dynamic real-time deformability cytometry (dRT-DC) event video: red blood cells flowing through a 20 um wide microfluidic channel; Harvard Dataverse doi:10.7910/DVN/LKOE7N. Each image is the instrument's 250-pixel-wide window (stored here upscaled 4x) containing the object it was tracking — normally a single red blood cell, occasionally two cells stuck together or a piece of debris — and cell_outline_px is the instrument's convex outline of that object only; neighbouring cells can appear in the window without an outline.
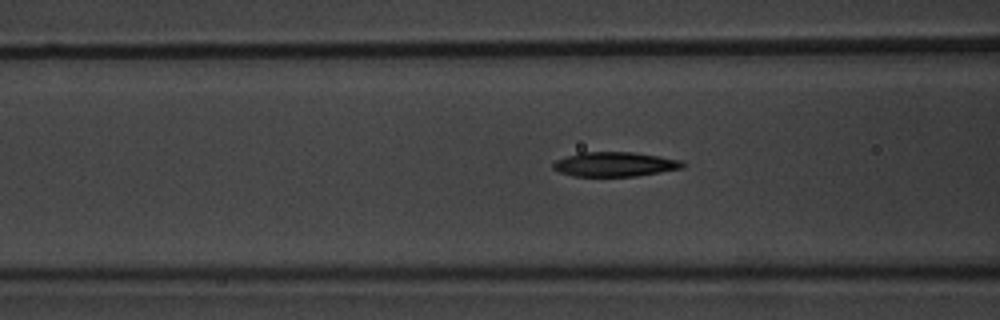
{"species": "common noctule bat (a hibernating species)", "species_latin": "Nyctalus noctula", "temperature_condition": "warm", "stored_images_in_passage": 31, "camera_frame_rate_fps": 3000, "um_per_image_px": 0.085, "animal": {"sex": "male", "body_mass_g": 20.1, "forearm_length_mm": 53.5}, "frame": {"image": 1, "passage_image": 6, "time_ms": 1.667, "image_size_px": [1000, 320], "cell_outline_px": [[688, 164], [684, 168], [636, 176], [572, 176], [560, 172], [552, 168], [552, 164], [556, 160], [580, 152], [632, 152], [660, 156], [684, 160]], "centroid_in_image_um": [52.32, 13.96], "position_along_channel_um": 114.3, "area_um2": 18.67}}
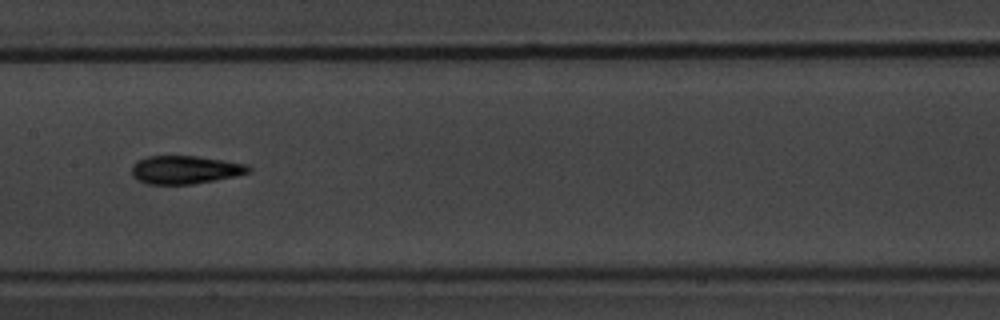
{"frame": {"image": 2, "passage_image": 12, "time_ms": 3.667, "image_size_px": [1000, 320], "cell_outline_px": [[252, 172], [236, 176], [192, 184], [148, 184], [132, 176], [132, 164], [136, 160], [148, 156], [196, 156], [224, 160], [248, 164], [252, 168]], "centroid_in_image_um": [15.76, 14.42], "position_along_channel_um": 191.6, "area_um2": 19.31}}
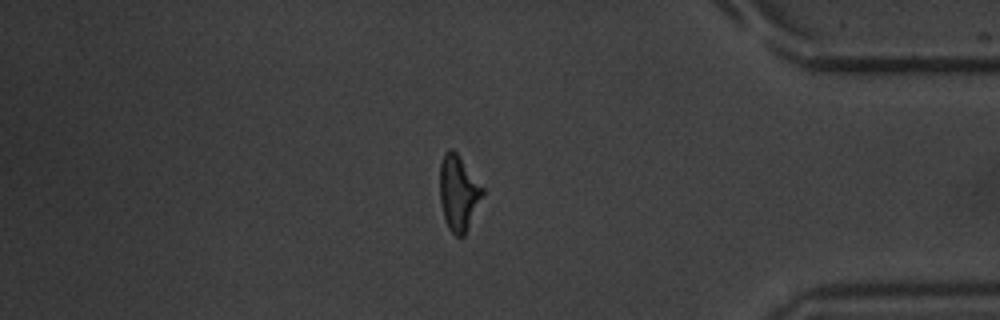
{"frame": {"image": 3, "passage_image": 30, "time_ms": 9.667, "image_size_px": [1000, 320], "cell_outline_px": [[484, 192], [464, 236], [456, 236], [448, 228], [444, 216], [440, 200], [440, 164], [444, 152], [448, 148], [452, 148], [456, 152], [484, 188]], "centroid_in_image_um": [38.96, 16.37], "position_along_channel_um": 396.2, "area_um2": 18.5}}